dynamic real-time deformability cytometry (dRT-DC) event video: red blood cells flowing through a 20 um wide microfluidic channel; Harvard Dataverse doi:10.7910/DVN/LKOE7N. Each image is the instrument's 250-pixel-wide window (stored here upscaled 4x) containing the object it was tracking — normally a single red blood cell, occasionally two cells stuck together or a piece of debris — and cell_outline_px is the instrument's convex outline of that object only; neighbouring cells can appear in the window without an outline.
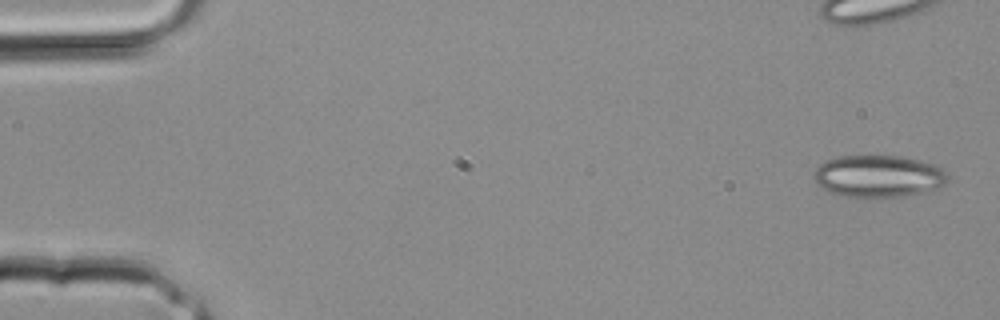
{"species": "common noctule bat (a hibernating species)", "species_latin": "Nyctalus noctula", "temperature_condition": "room temperature", "stored_images_in_passage": 4, "camera_frame_rate_fps": 3000, "um_per_image_px": 0.085, "animal": {"sex": "male", "body_mass_g": 20.4}, "frame": {"image": 1, "passage_image": 4, "time_ms": 1.0, "image_size_px": [1000, 320], "cell_outline_px": [[948, 176], [944, 184], [936, 188], [924, 192], [904, 196], [880, 200], [868, 200], [844, 196], [832, 192], [816, 184], [812, 176], [812, 172], [820, 164], [828, 160], [840, 156], [900, 156], [936, 164], [944, 168], [948, 172]], "centroid_in_image_um": [74.67, 15.01], "position_along_channel_um": 10.3, "area_um2": 33.7}}